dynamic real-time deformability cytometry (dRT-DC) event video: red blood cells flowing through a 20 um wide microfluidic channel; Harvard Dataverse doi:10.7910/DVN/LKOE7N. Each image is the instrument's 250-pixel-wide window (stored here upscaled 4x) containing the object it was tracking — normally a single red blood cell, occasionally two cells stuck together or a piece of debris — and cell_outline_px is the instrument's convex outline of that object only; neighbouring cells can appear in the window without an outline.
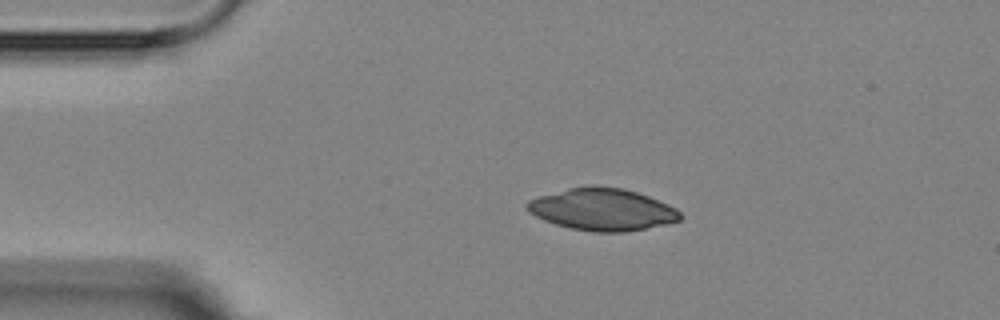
{"species": "Egyptian fruit bat (a non-hibernating species)", "species_latin": "Rousettus aegyptiacus", "temperature_condition": "room temperature", "stored_images_in_passage": 4, "camera_frame_rate_fps": 3000, "um_per_image_px": 0.085, "animal": {"sex": "female"}, "frame": {"image": 1, "passage_image": 3, "time_ms": 2.333, "image_size_px": [1000, 320], "cell_outline_px": [[684, 216], [680, 220], [664, 224], [624, 232], [596, 232], [572, 228], [556, 224], [544, 220], [528, 212], [524, 204], [528, 200], [540, 196], [568, 188], [624, 188], [648, 196], [676, 208]], "centroid_in_image_um": [51.19, 17.83], "position_along_channel_um": 33.8, "area_um2": 36.7}}